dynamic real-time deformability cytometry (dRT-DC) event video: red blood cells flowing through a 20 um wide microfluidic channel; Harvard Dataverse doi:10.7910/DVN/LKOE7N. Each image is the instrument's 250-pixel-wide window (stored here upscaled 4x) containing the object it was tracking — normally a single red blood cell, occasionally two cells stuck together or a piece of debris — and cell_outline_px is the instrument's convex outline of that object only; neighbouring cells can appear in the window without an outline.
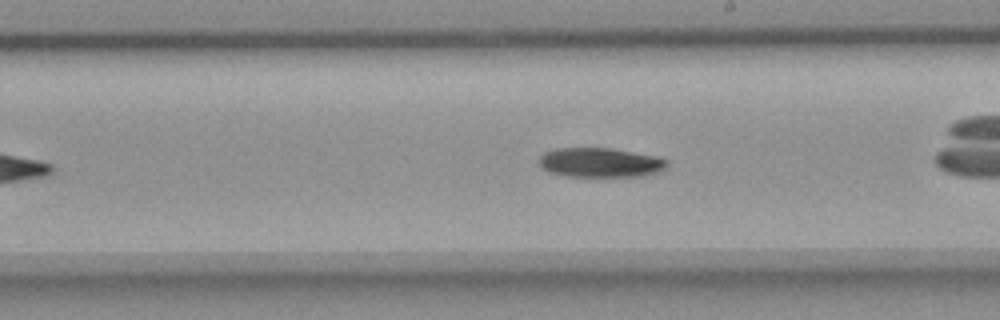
{"species": "common noctule bat (a hibernating species)", "species_latin": "Nyctalus noctula", "temperature_condition": "room temperature", "stored_images_in_passage": 34, "camera_frame_rate_fps": 3000, "um_per_image_px": 0.085, "animal": {"sex": "female", "body_mass_g": 18.4}, "frame": {"image": 1, "passage_image": 15, "time_ms": 4.667, "image_size_px": [1000, 320], "cell_outline_px": [[668, 164], [660, 172], [644, 176], [564, 176], [548, 172], [540, 168], [540, 156], [544, 152], [556, 148], [608, 148], [656, 156], [668, 160]], "centroid_in_image_um": [51.0, 13.82], "position_along_channel_um": 238.0, "area_um2": 22.02}}